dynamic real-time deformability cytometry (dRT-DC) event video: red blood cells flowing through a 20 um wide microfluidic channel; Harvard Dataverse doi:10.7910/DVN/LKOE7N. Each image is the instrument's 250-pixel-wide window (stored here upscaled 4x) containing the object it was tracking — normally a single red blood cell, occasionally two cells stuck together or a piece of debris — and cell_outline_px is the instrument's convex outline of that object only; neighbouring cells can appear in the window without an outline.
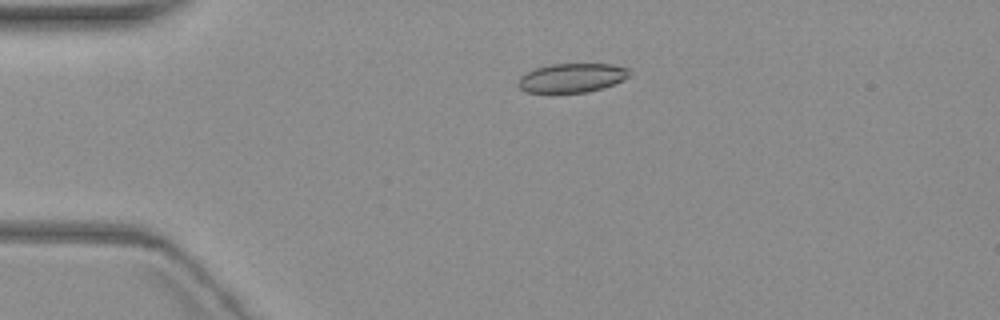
{"species": "common noctule bat (a hibernating species)", "species_latin": "Nyctalus noctula", "temperature_condition": "warm", "stored_images_in_passage": 7, "segment_of_instrument_passage": [1, 2], "camera_frame_rate_fps": 3000, "um_per_image_px": 0.085, "animal": {"sex": "female", "body_mass_g": 19.3, "forearm_length_mm": 54.1}, "frame": {"image": 1, "passage_image": 4, "time_ms": 4.333, "image_size_px": [1000, 320], "cell_outline_px": [[628, 76], [624, 80], [588, 92], [548, 96], [528, 92], [520, 88], [516, 84], [520, 76], [536, 68], [552, 64], [612, 64], [628, 68]], "centroid_in_image_um": [48.52, 6.67], "position_along_channel_um": 36.5, "area_um2": 19.42}}
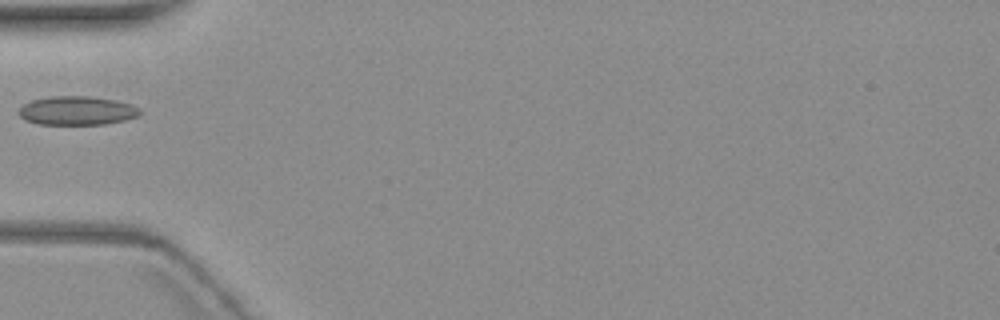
{"frame": {"image": 2, "passage_image": 6, "time_ms": 6.667, "image_size_px": [1000, 320], "cell_outline_px": [[144, 112], [136, 116], [124, 120], [104, 124], [40, 124], [24, 120], [20, 116], [20, 108], [24, 104], [32, 100], [52, 96], [88, 96], [116, 100], [132, 104], [140, 108]], "centroid_in_image_um": [6.58, 9.4], "position_along_channel_um": 78.4, "area_um2": 20.29}}